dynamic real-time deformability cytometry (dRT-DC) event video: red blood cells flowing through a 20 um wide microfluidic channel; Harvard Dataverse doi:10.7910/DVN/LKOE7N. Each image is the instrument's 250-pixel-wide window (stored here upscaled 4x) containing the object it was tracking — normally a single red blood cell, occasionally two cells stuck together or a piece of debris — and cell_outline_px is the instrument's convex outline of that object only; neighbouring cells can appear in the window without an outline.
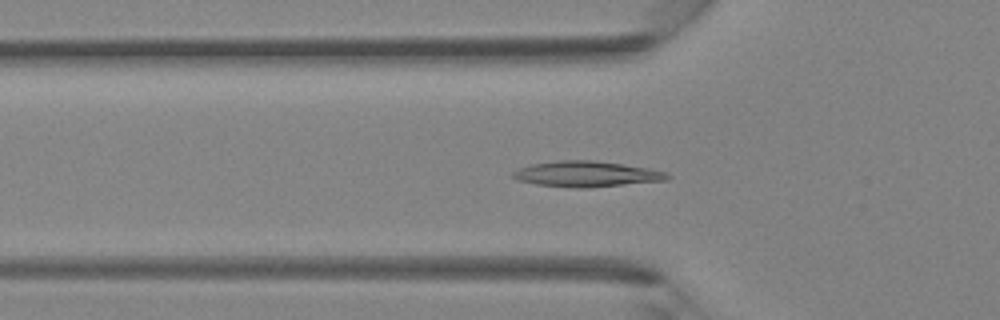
{"species": "Egyptian fruit bat (a non-hibernating species)", "species_latin": "Rousettus aegyptiacus", "temperature_condition": "room temperature", "stored_images_in_passage": 42, "camera_frame_rate_fps": 3000, "um_per_image_px": 0.085, "animal": {"sex": "female"}, "frame": {"image": 1, "passage_image": 14, "time_ms": 4.333, "image_size_px": [1000, 320], "cell_outline_px": [[672, 176], [668, 180], [588, 188], [576, 188], [536, 184], [516, 180], [512, 176], [512, 172], [520, 168], [532, 164], [556, 160], [596, 160], [648, 168], [668, 172]], "centroid_in_image_um": [49.88, 14.79], "position_along_channel_um": 75.9, "area_um2": 23.24}}
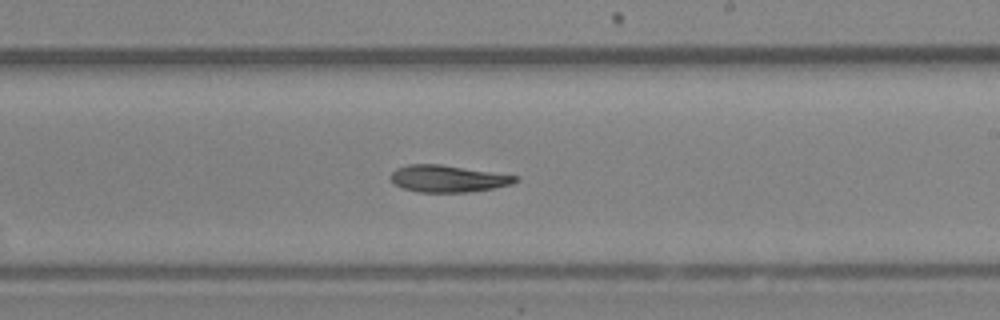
{"frame": {"image": 2, "passage_image": 25, "time_ms": 8.0, "image_size_px": [1000, 320], "cell_outline_px": [[520, 180], [512, 184], [492, 188], [468, 192], [420, 192], [400, 188], [388, 176], [396, 168], [408, 164], [440, 164], [520, 176]], "centroid_in_image_um": [38.07, 15.18], "position_along_channel_um": 250.9, "area_um2": 19.65}}
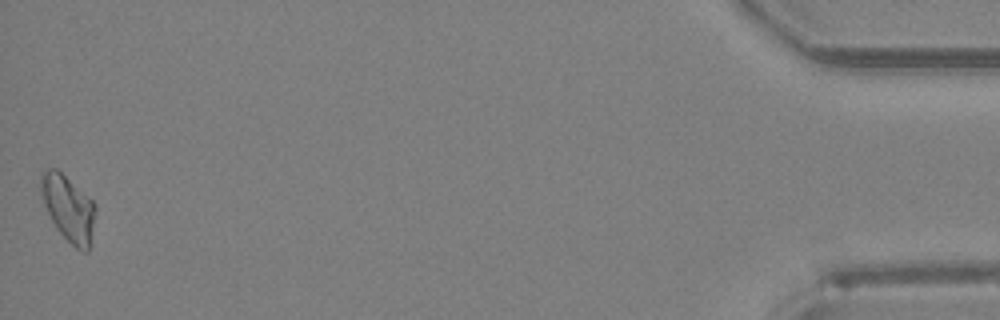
{"frame": {"image": 3, "passage_image": 42, "time_ms": 13.667, "image_size_px": [1000, 320], "cell_outline_px": [[96, 208], [88, 252], [84, 252], [76, 248], [56, 228], [44, 204], [40, 192], [40, 172], [44, 168], [56, 168], [92, 200], [96, 204]], "centroid_in_image_um": [5.78, 17.66], "position_along_channel_um": 429.4, "area_um2": 20.69}}